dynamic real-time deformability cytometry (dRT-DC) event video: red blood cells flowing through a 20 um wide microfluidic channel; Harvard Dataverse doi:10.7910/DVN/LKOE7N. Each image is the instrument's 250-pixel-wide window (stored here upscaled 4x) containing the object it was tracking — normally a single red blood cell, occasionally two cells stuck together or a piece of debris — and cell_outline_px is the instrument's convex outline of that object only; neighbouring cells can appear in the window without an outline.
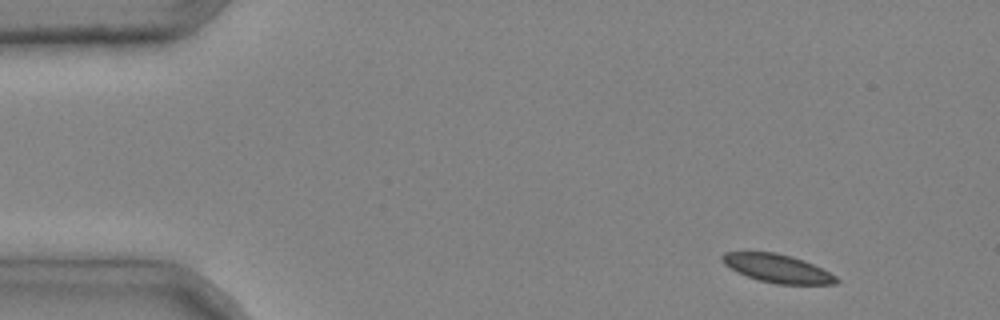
{"species": "common noctule bat (a hibernating species)", "species_latin": "Nyctalus noctula", "temperature_condition": "cold", "stored_images_in_passage": 3, "camera_frame_rate_fps": 3000, "um_per_image_px": 0.085, "animal": {"sex": "male", "body_mass_g": 20.4}, "frame": {"image": 1, "passage_image": 1, "time_ms": 0.0, "image_size_px": [1000, 320], "cell_outline_px": [[840, 280], [836, 284], [776, 284], [760, 280], [748, 276], [724, 264], [720, 260], [720, 256], [724, 252], [776, 252], [792, 256], [804, 260], [836, 276]], "centroid_in_image_um": [66.08, 22.8], "position_along_channel_um": 18.9, "area_um2": 18.61}}